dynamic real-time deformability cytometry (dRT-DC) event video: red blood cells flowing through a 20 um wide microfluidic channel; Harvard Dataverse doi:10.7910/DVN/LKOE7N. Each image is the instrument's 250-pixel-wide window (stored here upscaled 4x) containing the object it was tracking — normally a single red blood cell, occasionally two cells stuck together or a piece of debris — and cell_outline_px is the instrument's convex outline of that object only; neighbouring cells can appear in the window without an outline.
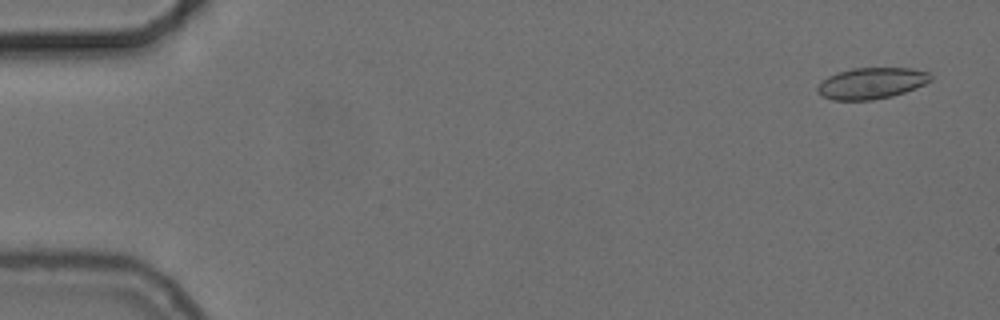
{"species": "common noctule bat (a hibernating species)", "species_latin": "Nyctalus noctula", "temperature_condition": "cold", "stored_images_in_passage": 56, "camera_frame_rate_fps": 3000, "um_per_image_px": 0.085, "animal": {"sex": "female", "body_mass_g": 24.6, "forearm_length_mm": 56.2}, "frame": {"image": 1, "passage_image": 3, "time_ms": 0.667, "image_size_px": [1000, 320], "cell_outline_px": [[932, 80], [924, 84], [904, 92], [892, 96], [872, 100], [832, 100], [816, 92], [816, 88], [828, 76], [852, 68], [908, 68], [928, 72], [932, 76]], "centroid_in_image_um": [74.07, 7.08], "position_along_channel_um": 10.9, "area_um2": 20.4}}
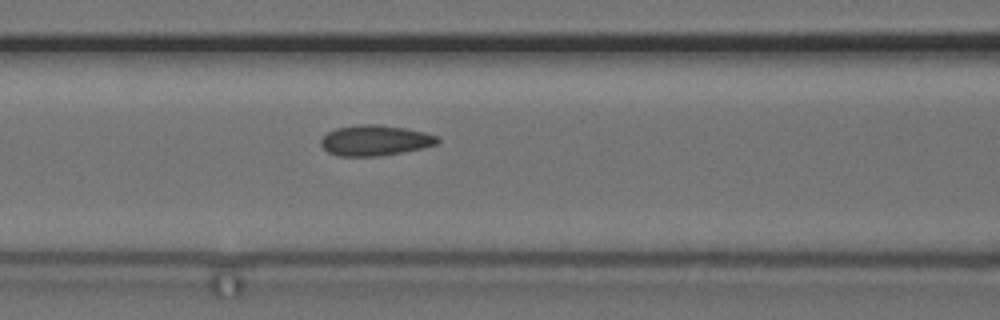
{"frame": {"image": 2, "passage_image": 24, "time_ms": 7.667, "image_size_px": [1000, 320], "cell_outline_px": [[440, 140], [436, 144], [424, 148], [380, 156], [340, 156], [328, 152], [320, 144], [320, 140], [328, 132], [336, 128], [360, 124], [376, 124], [404, 128], [424, 132], [440, 136]], "centroid_in_image_um": [31.9, 11.93], "position_along_channel_um": 134.7, "area_um2": 20.75}}
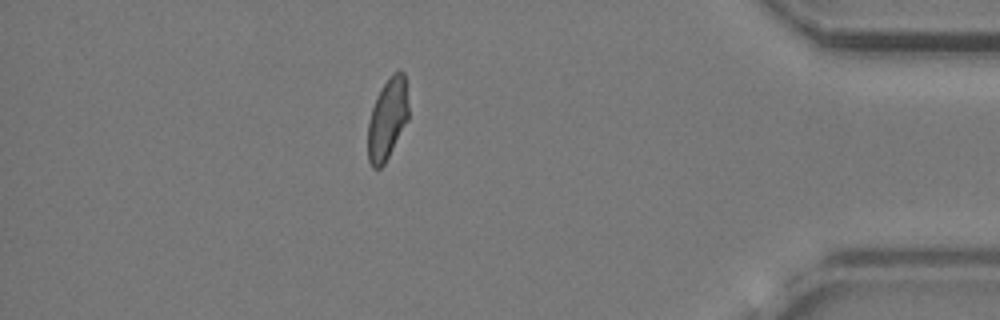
{"frame": {"image": 3, "passage_image": 49, "time_ms": 16.0, "image_size_px": [1000, 320], "cell_outline_px": [[408, 120], [384, 164], [380, 168], [372, 168], [368, 160], [368, 120], [376, 96], [392, 72], [404, 72], [408, 104]], "centroid_in_image_um": [32.92, 10.12], "position_along_channel_um": 402.3, "area_um2": 19.13}, "authors_computed_cell_mechanics": {"area_um2": 20.3456, "velocity_mm_per_s": 3.7098, "shape_relaxation_time_tau1_ms": null, "shape_relaxation_time_tau2_ms": 1.6934, "deformation_change_tau1": null, "deformation_change_tau2": 0.0548}}